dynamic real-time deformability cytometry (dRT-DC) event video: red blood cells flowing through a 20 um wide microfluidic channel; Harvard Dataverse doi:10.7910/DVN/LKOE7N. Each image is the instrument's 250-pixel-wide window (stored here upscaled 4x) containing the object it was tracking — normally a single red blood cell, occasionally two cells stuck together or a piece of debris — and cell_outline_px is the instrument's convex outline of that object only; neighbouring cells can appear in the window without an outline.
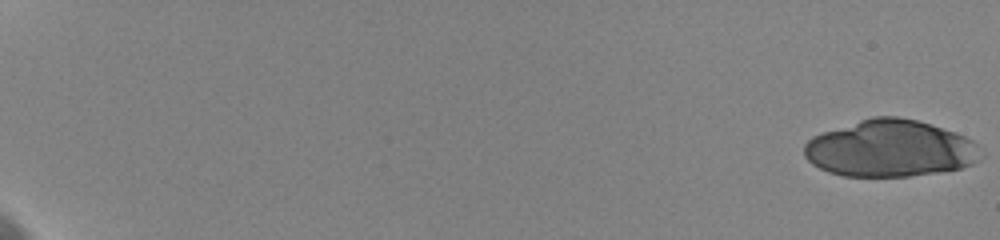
{"species": "human", "species_latin": "Homo sapiens", "temperature_condition": "cold", "stored_images_in_passage": 59, "camera_frame_rate_fps": 3000, "um_per_image_px": 0.085, "donor": {"sex": "female"}, "frame": {"image": 1, "passage_image": 1, "time_ms": 0.0, "image_size_px": [1000, 240], "cell_outline_px": [[984, 156], [972, 164], [960, 168], [936, 172], [908, 176], [844, 176], [828, 172], [812, 164], [804, 156], [804, 144], [812, 136], [872, 116], [900, 116], [916, 120], [956, 132], [972, 140], [976, 144]], "centroid_in_image_um": [75.66, 12.62], "position_along_channel_um": 9.3, "area_um2": 58.38}}